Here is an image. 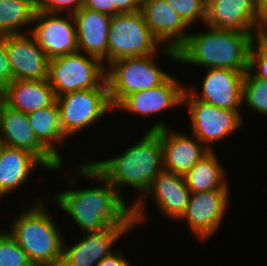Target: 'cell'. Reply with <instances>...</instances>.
I'll return each instance as SVG.
<instances>
[{"label":"cell","mask_w":267,"mask_h":266,"mask_svg":"<svg viewBox=\"0 0 267 266\" xmlns=\"http://www.w3.org/2000/svg\"><path fill=\"white\" fill-rule=\"evenodd\" d=\"M75 168L80 177L96 179L103 185L61 190L51 196L55 205L73 219V225L82 233L102 231L112 225H134L132 207L89 161Z\"/></svg>","instance_id":"obj_1"},{"label":"cell","mask_w":267,"mask_h":266,"mask_svg":"<svg viewBox=\"0 0 267 266\" xmlns=\"http://www.w3.org/2000/svg\"><path fill=\"white\" fill-rule=\"evenodd\" d=\"M142 138L128 146L117 157L89 162L123 197L126 186L140 194L129 205L132 207L149 190L154 177L163 170V149L159 130L147 131ZM134 202V203H133Z\"/></svg>","instance_id":"obj_2"},{"label":"cell","mask_w":267,"mask_h":266,"mask_svg":"<svg viewBox=\"0 0 267 266\" xmlns=\"http://www.w3.org/2000/svg\"><path fill=\"white\" fill-rule=\"evenodd\" d=\"M204 27L206 30L201 33L190 31L186 42L177 50L178 63L246 73L255 38L236 30Z\"/></svg>","instance_id":"obj_3"},{"label":"cell","mask_w":267,"mask_h":266,"mask_svg":"<svg viewBox=\"0 0 267 266\" xmlns=\"http://www.w3.org/2000/svg\"><path fill=\"white\" fill-rule=\"evenodd\" d=\"M44 198L22 209L6 230L26 252L34 266H60L63 251V232L59 229Z\"/></svg>","instance_id":"obj_4"},{"label":"cell","mask_w":267,"mask_h":266,"mask_svg":"<svg viewBox=\"0 0 267 266\" xmlns=\"http://www.w3.org/2000/svg\"><path fill=\"white\" fill-rule=\"evenodd\" d=\"M159 52L178 62V51L163 46L157 53L119 59L105 66L106 83L113 108L127 95L157 87L171 75L157 65L155 59Z\"/></svg>","instance_id":"obj_5"},{"label":"cell","mask_w":267,"mask_h":266,"mask_svg":"<svg viewBox=\"0 0 267 266\" xmlns=\"http://www.w3.org/2000/svg\"><path fill=\"white\" fill-rule=\"evenodd\" d=\"M47 79L56 97L82 89L108 88L103 62L81 51L50 59Z\"/></svg>","instance_id":"obj_6"},{"label":"cell","mask_w":267,"mask_h":266,"mask_svg":"<svg viewBox=\"0 0 267 266\" xmlns=\"http://www.w3.org/2000/svg\"><path fill=\"white\" fill-rule=\"evenodd\" d=\"M162 47L140 11L112 16L108 32V64L157 53Z\"/></svg>","instance_id":"obj_7"},{"label":"cell","mask_w":267,"mask_h":266,"mask_svg":"<svg viewBox=\"0 0 267 266\" xmlns=\"http://www.w3.org/2000/svg\"><path fill=\"white\" fill-rule=\"evenodd\" d=\"M56 101L62 132L67 139L114 111L108 88L77 90L56 97Z\"/></svg>","instance_id":"obj_8"},{"label":"cell","mask_w":267,"mask_h":266,"mask_svg":"<svg viewBox=\"0 0 267 266\" xmlns=\"http://www.w3.org/2000/svg\"><path fill=\"white\" fill-rule=\"evenodd\" d=\"M183 104L188 107L191 134L196 136L209 151L215 148L212 144L220 143L219 141L244 126L245 120L237 111L196 100L186 89L183 94Z\"/></svg>","instance_id":"obj_9"},{"label":"cell","mask_w":267,"mask_h":266,"mask_svg":"<svg viewBox=\"0 0 267 266\" xmlns=\"http://www.w3.org/2000/svg\"><path fill=\"white\" fill-rule=\"evenodd\" d=\"M146 195V196H145ZM191 192L184 176L162 170L153 179L149 190L132 206V218L135 228L148 219L146 215V198L153 199L158 211L170 221H178L185 213ZM146 197V198H145ZM145 198V199H144Z\"/></svg>","instance_id":"obj_10"},{"label":"cell","mask_w":267,"mask_h":266,"mask_svg":"<svg viewBox=\"0 0 267 266\" xmlns=\"http://www.w3.org/2000/svg\"><path fill=\"white\" fill-rule=\"evenodd\" d=\"M30 29L29 34L49 60L78 51L72 13H49L36 10Z\"/></svg>","instance_id":"obj_11"},{"label":"cell","mask_w":267,"mask_h":266,"mask_svg":"<svg viewBox=\"0 0 267 266\" xmlns=\"http://www.w3.org/2000/svg\"><path fill=\"white\" fill-rule=\"evenodd\" d=\"M229 190H211L191 194L185 213L178 221H186L199 241H207L218 232L229 208Z\"/></svg>","instance_id":"obj_12"},{"label":"cell","mask_w":267,"mask_h":266,"mask_svg":"<svg viewBox=\"0 0 267 266\" xmlns=\"http://www.w3.org/2000/svg\"><path fill=\"white\" fill-rule=\"evenodd\" d=\"M0 138L5 146L35 155L50 171L61 170L64 165L36 138L28 115L9 107L5 102L0 111Z\"/></svg>","instance_id":"obj_13"},{"label":"cell","mask_w":267,"mask_h":266,"mask_svg":"<svg viewBox=\"0 0 267 266\" xmlns=\"http://www.w3.org/2000/svg\"><path fill=\"white\" fill-rule=\"evenodd\" d=\"M134 229V225H112L102 231L83 233L79 241L69 247L63 241L60 266H96L116 250L114 246L119 239Z\"/></svg>","instance_id":"obj_14"},{"label":"cell","mask_w":267,"mask_h":266,"mask_svg":"<svg viewBox=\"0 0 267 266\" xmlns=\"http://www.w3.org/2000/svg\"><path fill=\"white\" fill-rule=\"evenodd\" d=\"M200 91L189 85L186 90L196 99L213 106L237 111L243 118V78L244 74L230 69H205ZM202 90V91H201ZM199 91V92H198Z\"/></svg>","instance_id":"obj_15"},{"label":"cell","mask_w":267,"mask_h":266,"mask_svg":"<svg viewBox=\"0 0 267 266\" xmlns=\"http://www.w3.org/2000/svg\"><path fill=\"white\" fill-rule=\"evenodd\" d=\"M157 130L163 149L164 170L184 176L209 151L196 136L189 135L190 132L172 131L162 119L146 131Z\"/></svg>","instance_id":"obj_16"},{"label":"cell","mask_w":267,"mask_h":266,"mask_svg":"<svg viewBox=\"0 0 267 266\" xmlns=\"http://www.w3.org/2000/svg\"><path fill=\"white\" fill-rule=\"evenodd\" d=\"M170 75L157 87L127 95L114 110H123L140 117H149L183 105L186 86Z\"/></svg>","instance_id":"obj_17"},{"label":"cell","mask_w":267,"mask_h":266,"mask_svg":"<svg viewBox=\"0 0 267 266\" xmlns=\"http://www.w3.org/2000/svg\"><path fill=\"white\" fill-rule=\"evenodd\" d=\"M5 46L14 80L48 78L49 59L29 33L5 35Z\"/></svg>","instance_id":"obj_18"},{"label":"cell","mask_w":267,"mask_h":266,"mask_svg":"<svg viewBox=\"0 0 267 266\" xmlns=\"http://www.w3.org/2000/svg\"><path fill=\"white\" fill-rule=\"evenodd\" d=\"M140 12L162 46L178 50L186 42L189 26L166 0H142Z\"/></svg>","instance_id":"obj_19"},{"label":"cell","mask_w":267,"mask_h":266,"mask_svg":"<svg viewBox=\"0 0 267 266\" xmlns=\"http://www.w3.org/2000/svg\"><path fill=\"white\" fill-rule=\"evenodd\" d=\"M78 51L108 65V32L112 16L81 7L72 13ZM106 64V65H105Z\"/></svg>","instance_id":"obj_20"},{"label":"cell","mask_w":267,"mask_h":266,"mask_svg":"<svg viewBox=\"0 0 267 266\" xmlns=\"http://www.w3.org/2000/svg\"><path fill=\"white\" fill-rule=\"evenodd\" d=\"M255 5L256 0H206L204 25L245 32L257 38Z\"/></svg>","instance_id":"obj_21"},{"label":"cell","mask_w":267,"mask_h":266,"mask_svg":"<svg viewBox=\"0 0 267 266\" xmlns=\"http://www.w3.org/2000/svg\"><path fill=\"white\" fill-rule=\"evenodd\" d=\"M36 166L49 171L30 152L4 145L0 153V198L12 194L11 192L15 191L17 187L21 188L31 177Z\"/></svg>","instance_id":"obj_22"},{"label":"cell","mask_w":267,"mask_h":266,"mask_svg":"<svg viewBox=\"0 0 267 266\" xmlns=\"http://www.w3.org/2000/svg\"><path fill=\"white\" fill-rule=\"evenodd\" d=\"M56 101L48 79L13 80L4 90V102L26 114L52 105Z\"/></svg>","instance_id":"obj_23"},{"label":"cell","mask_w":267,"mask_h":266,"mask_svg":"<svg viewBox=\"0 0 267 266\" xmlns=\"http://www.w3.org/2000/svg\"><path fill=\"white\" fill-rule=\"evenodd\" d=\"M214 151H208L184 175L191 194L211 190H229L227 171Z\"/></svg>","instance_id":"obj_24"},{"label":"cell","mask_w":267,"mask_h":266,"mask_svg":"<svg viewBox=\"0 0 267 266\" xmlns=\"http://www.w3.org/2000/svg\"><path fill=\"white\" fill-rule=\"evenodd\" d=\"M27 115L36 138L63 164L58 145H63L68 139L62 132L57 101Z\"/></svg>","instance_id":"obj_25"},{"label":"cell","mask_w":267,"mask_h":266,"mask_svg":"<svg viewBox=\"0 0 267 266\" xmlns=\"http://www.w3.org/2000/svg\"><path fill=\"white\" fill-rule=\"evenodd\" d=\"M35 11L36 0H0V35L29 33Z\"/></svg>","instance_id":"obj_26"},{"label":"cell","mask_w":267,"mask_h":266,"mask_svg":"<svg viewBox=\"0 0 267 266\" xmlns=\"http://www.w3.org/2000/svg\"><path fill=\"white\" fill-rule=\"evenodd\" d=\"M242 103L251 111L267 116V81L255 77L249 70L243 78Z\"/></svg>","instance_id":"obj_27"},{"label":"cell","mask_w":267,"mask_h":266,"mask_svg":"<svg viewBox=\"0 0 267 266\" xmlns=\"http://www.w3.org/2000/svg\"><path fill=\"white\" fill-rule=\"evenodd\" d=\"M0 266H34L16 240L2 229H0Z\"/></svg>","instance_id":"obj_28"},{"label":"cell","mask_w":267,"mask_h":266,"mask_svg":"<svg viewBox=\"0 0 267 266\" xmlns=\"http://www.w3.org/2000/svg\"><path fill=\"white\" fill-rule=\"evenodd\" d=\"M179 17L192 29L200 21L205 23L206 0H166Z\"/></svg>","instance_id":"obj_29"},{"label":"cell","mask_w":267,"mask_h":266,"mask_svg":"<svg viewBox=\"0 0 267 266\" xmlns=\"http://www.w3.org/2000/svg\"><path fill=\"white\" fill-rule=\"evenodd\" d=\"M248 70L255 77L267 81V43L260 36L251 45Z\"/></svg>","instance_id":"obj_30"},{"label":"cell","mask_w":267,"mask_h":266,"mask_svg":"<svg viewBox=\"0 0 267 266\" xmlns=\"http://www.w3.org/2000/svg\"><path fill=\"white\" fill-rule=\"evenodd\" d=\"M83 0H36V10L49 13H73L82 7Z\"/></svg>","instance_id":"obj_31"},{"label":"cell","mask_w":267,"mask_h":266,"mask_svg":"<svg viewBox=\"0 0 267 266\" xmlns=\"http://www.w3.org/2000/svg\"><path fill=\"white\" fill-rule=\"evenodd\" d=\"M13 80V68L6 52L5 35H0V89L4 91Z\"/></svg>","instance_id":"obj_32"},{"label":"cell","mask_w":267,"mask_h":266,"mask_svg":"<svg viewBox=\"0 0 267 266\" xmlns=\"http://www.w3.org/2000/svg\"><path fill=\"white\" fill-rule=\"evenodd\" d=\"M142 0H111V16L139 12Z\"/></svg>","instance_id":"obj_33"},{"label":"cell","mask_w":267,"mask_h":266,"mask_svg":"<svg viewBox=\"0 0 267 266\" xmlns=\"http://www.w3.org/2000/svg\"><path fill=\"white\" fill-rule=\"evenodd\" d=\"M255 25L259 36L267 30V0H256Z\"/></svg>","instance_id":"obj_34"},{"label":"cell","mask_w":267,"mask_h":266,"mask_svg":"<svg viewBox=\"0 0 267 266\" xmlns=\"http://www.w3.org/2000/svg\"><path fill=\"white\" fill-rule=\"evenodd\" d=\"M125 257L123 251L116 249V251L104 257L96 266H131V263Z\"/></svg>","instance_id":"obj_35"},{"label":"cell","mask_w":267,"mask_h":266,"mask_svg":"<svg viewBox=\"0 0 267 266\" xmlns=\"http://www.w3.org/2000/svg\"><path fill=\"white\" fill-rule=\"evenodd\" d=\"M82 7L111 16V0H83Z\"/></svg>","instance_id":"obj_36"},{"label":"cell","mask_w":267,"mask_h":266,"mask_svg":"<svg viewBox=\"0 0 267 266\" xmlns=\"http://www.w3.org/2000/svg\"><path fill=\"white\" fill-rule=\"evenodd\" d=\"M4 103V91L0 89V111Z\"/></svg>","instance_id":"obj_37"},{"label":"cell","mask_w":267,"mask_h":266,"mask_svg":"<svg viewBox=\"0 0 267 266\" xmlns=\"http://www.w3.org/2000/svg\"><path fill=\"white\" fill-rule=\"evenodd\" d=\"M260 37L267 43V30Z\"/></svg>","instance_id":"obj_38"},{"label":"cell","mask_w":267,"mask_h":266,"mask_svg":"<svg viewBox=\"0 0 267 266\" xmlns=\"http://www.w3.org/2000/svg\"><path fill=\"white\" fill-rule=\"evenodd\" d=\"M3 147H4V143H3V141L0 138V153H1V150L3 149Z\"/></svg>","instance_id":"obj_39"}]
</instances>
